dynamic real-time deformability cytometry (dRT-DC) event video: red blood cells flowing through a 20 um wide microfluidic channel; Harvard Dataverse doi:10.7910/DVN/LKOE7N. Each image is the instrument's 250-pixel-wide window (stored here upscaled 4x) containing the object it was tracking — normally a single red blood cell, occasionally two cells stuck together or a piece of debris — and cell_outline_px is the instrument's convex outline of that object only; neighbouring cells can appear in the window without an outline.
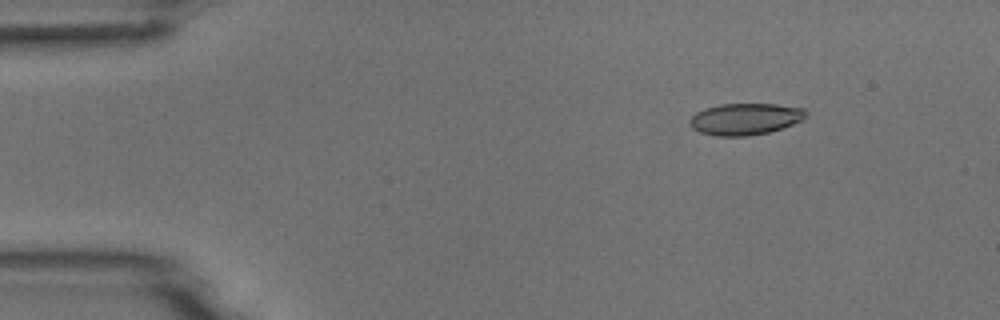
{"species": "common noctule bat (a hibernating species)", "species_latin": "Nyctalus noctula", "temperature_condition": "room temperature", "stored_images_in_passage": 6, "camera_frame_rate_fps": 3000, "um_per_image_px": 0.085, "animal": {"sex": "male", "body_mass_g": 18.8}, "frame": {"image": 1, "passage_image": 2, "time_ms": 0.333, "image_size_px": [1000, 320], "cell_outline_px": [[808, 116], [804, 120], [768, 132], [748, 136], [716, 136], [700, 132], [692, 128], [688, 124], [688, 120], [696, 112], [704, 108], [720, 104], [776, 104], [804, 108], [808, 112]], "centroid_in_image_um": [63.34, 10.11], "position_along_channel_um": 21.7, "area_um2": 21.62}}
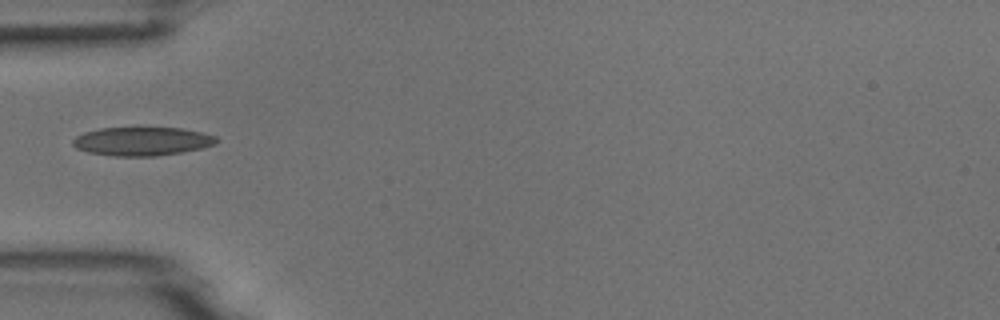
{"frame": {"image": 2, "passage_image": 5, "time_ms": 1.333, "image_size_px": [1000, 320], "cell_outline_px": [[220, 140], [216, 144], [200, 148], [180, 152], [156, 156], [112, 156], [88, 152], [76, 148], [72, 144], [72, 140], [76, 136], [84, 132], [100, 128], [184, 128], [216, 136]], "centroid_in_image_um": [12.07, 12.01], "position_along_channel_um": 72.9, "area_um2": 23.93}}